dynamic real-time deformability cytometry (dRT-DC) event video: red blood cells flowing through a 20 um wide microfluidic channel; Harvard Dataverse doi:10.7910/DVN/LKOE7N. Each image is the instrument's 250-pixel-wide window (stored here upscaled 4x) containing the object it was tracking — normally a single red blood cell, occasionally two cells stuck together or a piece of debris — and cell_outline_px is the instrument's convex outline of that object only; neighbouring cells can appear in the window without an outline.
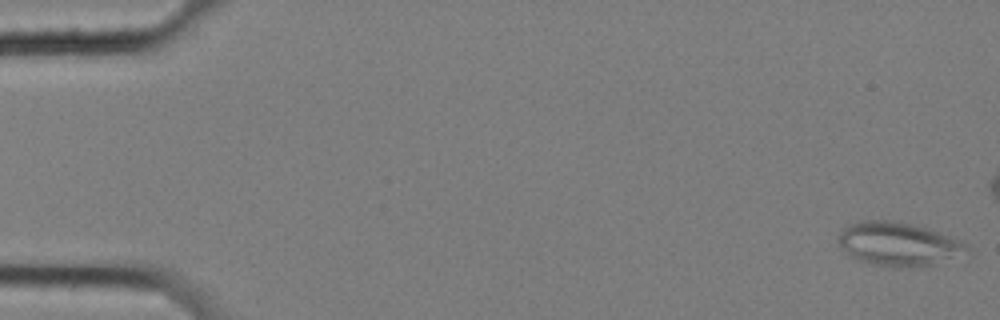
{"species": "common noctule bat (a hibernating species)", "species_latin": "Nyctalus noctula", "temperature_condition": "cold", "stored_images_in_passage": 52, "camera_frame_rate_fps": 3000, "um_per_image_px": 0.085, "animal": {"sex": "female", "body_mass_g": 25.1}, "frame": {"image": 1, "passage_image": 1, "time_ms": 0.0, "image_size_px": [1000, 320], "cell_outline_px": [[972, 256], [936, 264], [896, 268], [892, 268], [872, 264], [860, 260], [852, 256], [840, 244], [840, 232], [848, 224], [860, 220], [888, 220], [908, 224], [924, 228], [960, 240], [968, 244], [972, 252]], "centroid_in_image_um": [76.5, 20.78], "position_along_channel_um": 8.5, "area_um2": 32.83}}
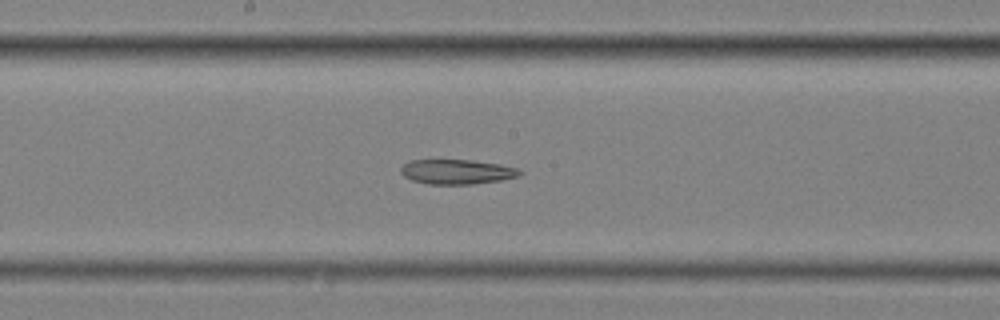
{"frame": {"image": 2, "passage_image": 31, "time_ms": 10.0, "image_size_px": [1000, 320], "cell_outline_px": [[524, 172], [520, 176], [500, 180], [472, 184], [428, 184], [412, 180], [404, 176], [400, 172], [400, 168], [404, 164], [412, 160], [472, 160], [500, 164], [516, 168]], "centroid_in_image_um": [38.84, 14.6], "position_along_channel_um": 209.4, "area_um2": 17.11}}
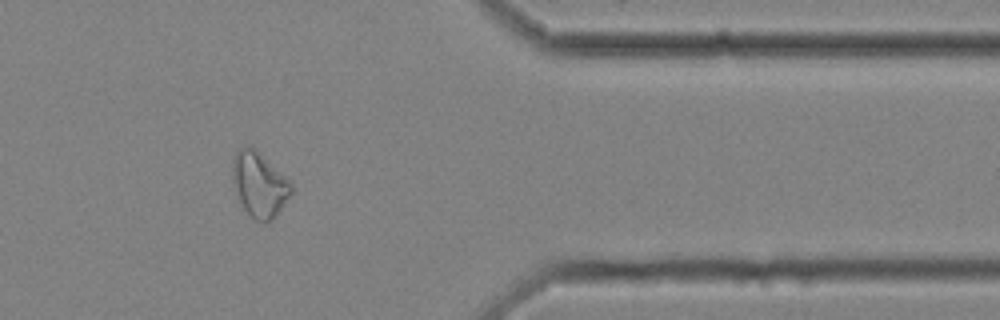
{"frame": {"image": 3, "passage_image": 48, "time_ms": 15.667, "image_size_px": [1000, 320], "cell_outline_px": [[292, 192], [276, 216], [268, 224], [264, 224], [256, 220], [244, 208], [236, 192], [232, 180], [232, 160], [236, 152], [240, 148], [248, 144], [256, 148], [292, 184]], "centroid_in_image_um": [22.03, 15.67], "position_along_channel_um": 389.4, "area_um2": 22.2}}